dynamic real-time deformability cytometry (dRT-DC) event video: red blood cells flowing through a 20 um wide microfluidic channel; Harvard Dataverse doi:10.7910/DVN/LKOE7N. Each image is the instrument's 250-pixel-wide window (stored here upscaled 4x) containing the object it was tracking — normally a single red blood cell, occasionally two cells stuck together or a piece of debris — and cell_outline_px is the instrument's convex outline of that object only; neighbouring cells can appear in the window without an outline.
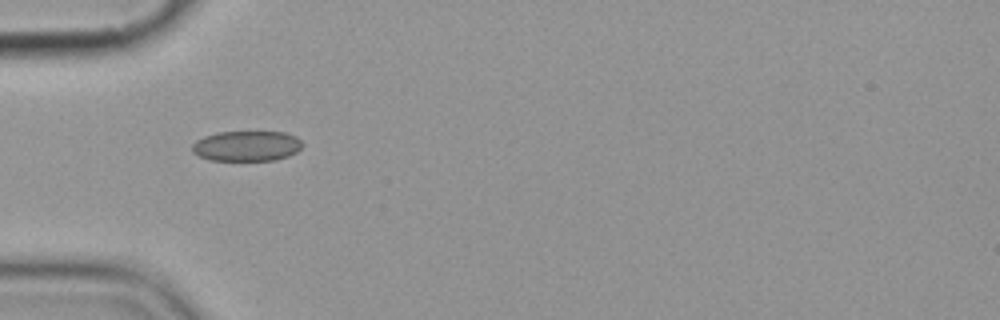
{"species": "common noctule bat (a hibernating species)", "species_latin": "Nyctalus noctula", "temperature_condition": "cold", "stored_images_in_passage": 6, "camera_frame_rate_fps": 3000, "um_per_image_px": 0.085, "animal": {"sex": "female", "body_mass_g": 19.9}, "frame": {"image": 1, "passage_image": 5, "time_ms": 5.667, "image_size_px": [1000, 320], "cell_outline_px": [[304, 144], [296, 152], [288, 156], [276, 160], [208, 160], [192, 152], [192, 144], [196, 140], [204, 136], [220, 132], [284, 132], [296, 136]], "centroid_in_image_um": [20.97, 12.41], "position_along_channel_um": 64.0, "area_um2": 19.48}}
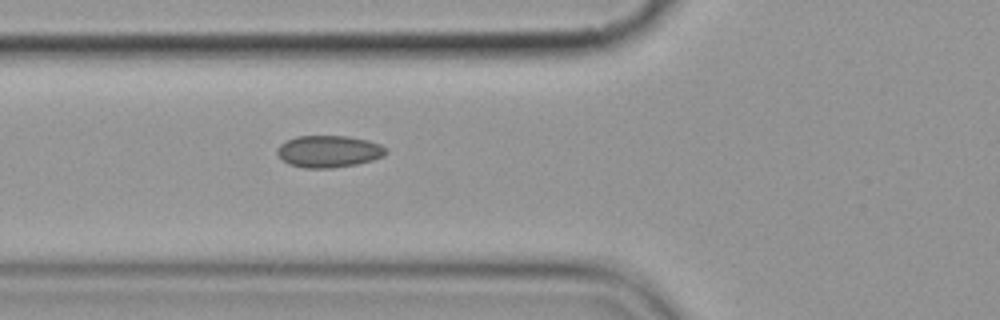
{"frame": {"image": 2, "passage_image": 6, "time_ms": 6.667, "image_size_px": [1000, 320], "cell_outline_px": [[388, 152], [384, 156], [372, 160], [356, 164], [332, 168], [304, 168], [288, 164], [276, 152], [276, 148], [280, 144], [296, 136], [348, 136], [368, 140], [380, 144], [388, 148]], "centroid_in_image_um": [27.97, 12.87], "position_along_channel_um": 97.8, "area_um2": 20.35}}